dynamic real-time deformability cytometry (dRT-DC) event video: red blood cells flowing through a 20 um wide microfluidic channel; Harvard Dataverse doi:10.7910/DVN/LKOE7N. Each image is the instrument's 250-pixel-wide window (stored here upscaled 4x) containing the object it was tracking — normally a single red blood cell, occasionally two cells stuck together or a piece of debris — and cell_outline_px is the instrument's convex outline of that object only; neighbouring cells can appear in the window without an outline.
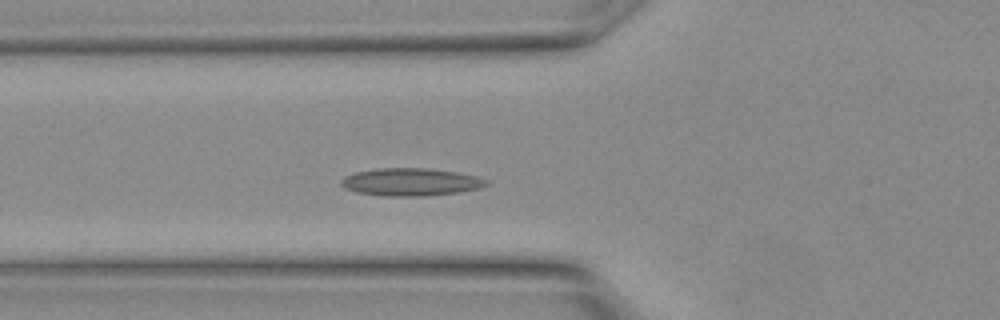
{"species": "Egyptian fruit bat (a non-hibernating species)", "species_latin": "Rousettus aegyptiacus", "temperature_condition": "warm", "stored_images_in_passage": 7, "camera_frame_rate_fps": 3000, "um_per_image_px": 0.085, "animal": {"sex": "female"}, "frame": {"image": 1, "passage_image": 3, "time_ms": 0.667, "image_size_px": [1000, 320], "cell_outline_px": [[488, 184], [480, 188], [456, 192], [420, 196], [388, 196], [356, 192], [344, 188], [340, 184], [340, 180], [344, 176], [356, 172], [376, 168], [428, 168], [456, 172], [476, 176], [488, 180]], "centroid_in_image_um": [34.87, 15.46], "position_along_channel_um": 90.9, "area_um2": 23.29}}
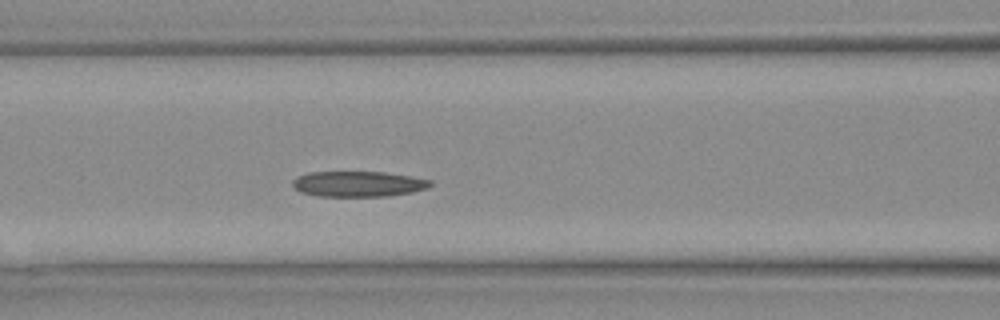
{"frame": {"image": 2, "passage_image": 5, "time_ms": 1.333, "image_size_px": [1000, 320], "cell_outline_px": [[432, 184], [428, 188], [412, 192], [388, 196], [316, 196], [300, 192], [292, 188], [292, 180], [296, 176], [308, 172], [384, 172], [412, 176], [432, 180]], "centroid_in_image_um": [30.42, 15.63], "position_along_channel_um": 136.2, "area_um2": 20.75}}